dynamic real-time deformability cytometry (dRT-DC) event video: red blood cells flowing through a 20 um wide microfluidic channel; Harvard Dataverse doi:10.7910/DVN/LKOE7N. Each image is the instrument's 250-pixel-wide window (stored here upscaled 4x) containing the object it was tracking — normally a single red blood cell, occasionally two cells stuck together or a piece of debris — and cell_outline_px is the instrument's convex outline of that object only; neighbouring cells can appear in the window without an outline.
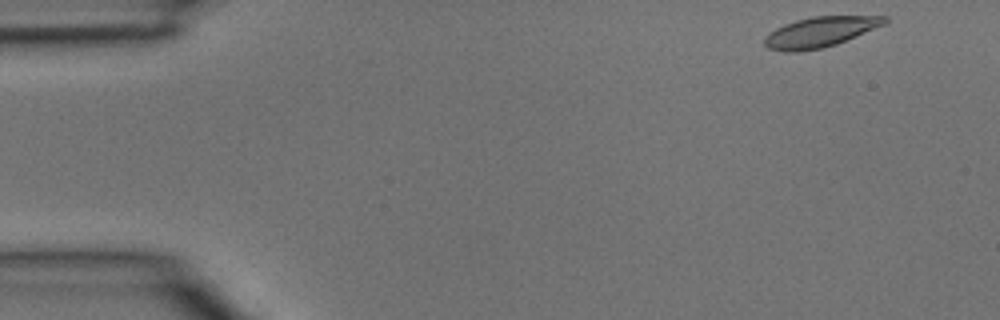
{"species": "common noctule bat (a hibernating species)", "species_latin": "Nyctalus noctula", "temperature_condition": "room temperature", "stored_images_in_passage": 4, "camera_frame_rate_fps": 3000, "um_per_image_px": 0.085, "animal": {"sex": "male", "body_mass_g": 15.6}, "frame": {"image": 1, "passage_image": 1, "time_ms": 0.0, "image_size_px": [1000, 320], "cell_outline_px": [[888, 24], [836, 44], [820, 48], [800, 52], [788, 52], [768, 48], [764, 44], [764, 36], [776, 28], [784, 24], [796, 20], [812, 16], [888, 16]], "centroid_in_image_um": [69.74, 2.71], "position_along_channel_um": 15.3, "area_um2": 21.33}}
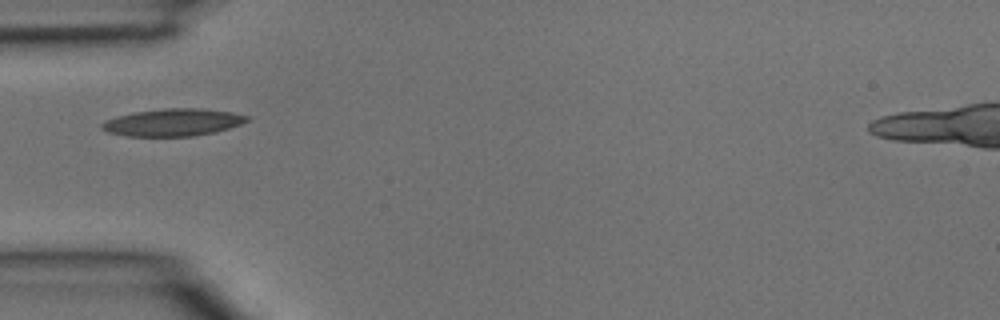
{"frame": {"image": 2, "passage_image": 4, "time_ms": 1.0, "image_size_px": [1000, 320], "cell_outline_px": [[248, 120], [240, 124], [216, 132], [196, 136], [128, 136], [108, 132], [100, 128], [100, 124], [104, 120], [116, 116], [136, 112], [164, 108], [200, 108], [232, 112], [248, 116]], "centroid_in_image_um": [14.67, 10.4], "position_along_channel_um": 70.3, "area_um2": 23.12}}